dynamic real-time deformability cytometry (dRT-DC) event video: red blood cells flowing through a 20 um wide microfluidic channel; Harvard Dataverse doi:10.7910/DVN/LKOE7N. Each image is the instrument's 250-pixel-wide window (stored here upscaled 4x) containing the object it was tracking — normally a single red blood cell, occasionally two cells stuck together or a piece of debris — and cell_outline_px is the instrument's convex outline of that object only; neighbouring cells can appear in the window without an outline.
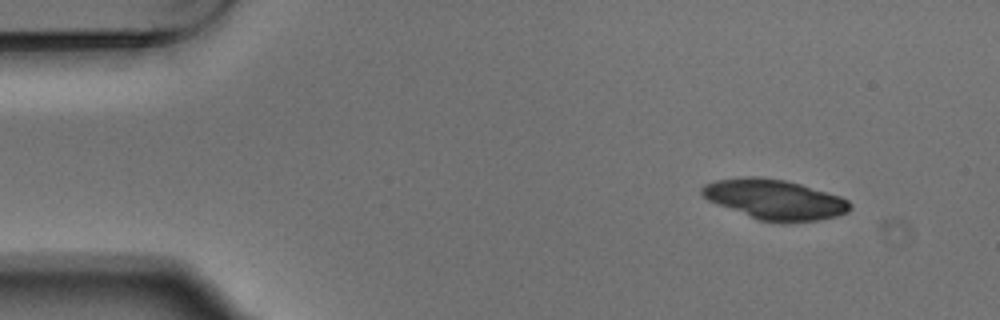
{"species": "Egyptian fruit bat (a non-hibernating species)", "species_latin": "Rousettus aegyptiacus", "temperature_condition": "warm", "stored_images_in_passage": 5, "segment_of_instrument_passage": [1, 2], "camera_frame_rate_fps": 3000, "um_per_image_px": 0.085, "animal": {"sex": "male"}, "frame": {"image": 1, "passage_image": 1, "time_ms": 0.0, "image_size_px": [1000, 320], "cell_outline_px": [[852, 208], [848, 212], [836, 216], [820, 220], [784, 224], [780, 224], [760, 220], [716, 204], [708, 200], [700, 192], [700, 188], [704, 184], [716, 180], [744, 176], [756, 176], [784, 180], [800, 184], [840, 196], [848, 200], [852, 204]], "centroid_in_image_um": [65.86, 16.97], "position_along_channel_um": 19.1, "area_um2": 34.85}}